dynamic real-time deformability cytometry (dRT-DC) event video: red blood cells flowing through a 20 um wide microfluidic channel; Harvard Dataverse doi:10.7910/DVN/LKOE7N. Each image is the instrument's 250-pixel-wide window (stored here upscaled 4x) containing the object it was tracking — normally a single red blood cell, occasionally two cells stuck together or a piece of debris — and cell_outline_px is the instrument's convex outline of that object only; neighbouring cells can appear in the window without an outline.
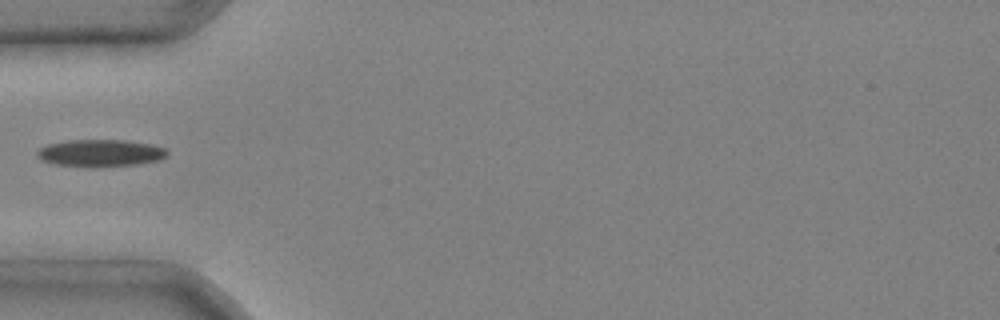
{"species": "common noctule bat (a hibernating species)", "species_latin": "Nyctalus noctula", "temperature_condition": "cold", "stored_images_in_passage": 6, "camera_frame_rate_fps": 3000, "um_per_image_px": 0.085, "animal": {"sex": "male", "body_mass_g": 20.4}, "frame": {"image": 1, "passage_image": 5, "time_ms": 1.333, "image_size_px": [1000, 320], "cell_outline_px": [[168, 156], [160, 160], [136, 164], [96, 168], [84, 168], [52, 164], [40, 160], [36, 156], [36, 152], [40, 148], [48, 144], [68, 140], [124, 140], [152, 144], [164, 148], [168, 152]], "centroid_in_image_um": [8.5, 13.03], "position_along_channel_um": 76.5, "area_um2": 21.1}}